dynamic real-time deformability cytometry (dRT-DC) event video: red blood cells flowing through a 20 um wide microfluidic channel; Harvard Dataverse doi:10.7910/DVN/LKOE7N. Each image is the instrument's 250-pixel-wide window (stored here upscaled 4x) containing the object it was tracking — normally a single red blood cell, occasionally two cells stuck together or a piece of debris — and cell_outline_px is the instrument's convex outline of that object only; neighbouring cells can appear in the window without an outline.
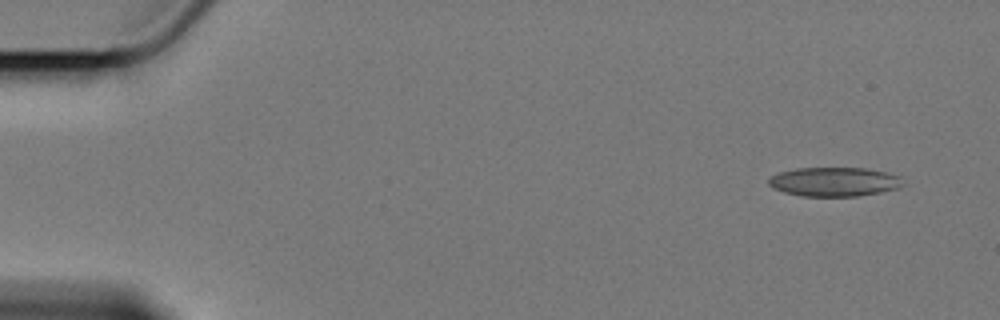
{"species": "Egyptian fruit bat (a non-hibernating species)", "species_latin": "Rousettus aegyptiacus", "temperature_condition": "cold", "stored_images_in_passage": 56, "camera_frame_rate_fps": 3000, "um_per_image_px": 0.085, "animal": {"sex": "female"}, "frame": {"image": 1, "passage_image": 1, "time_ms": 0.0, "image_size_px": [1000, 320], "cell_outline_px": [[904, 184], [900, 188], [880, 192], [856, 196], [804, 196], [784, 192], [772, 188], [768, 184], [768, 176], [776, 172], [796, 168], [864, 168], [884, 172], [900, 176]], "centroid_in_image_um": [70.86, 15.44], "position_along_channel_um": 14.1, "area_um2": 22.95}}
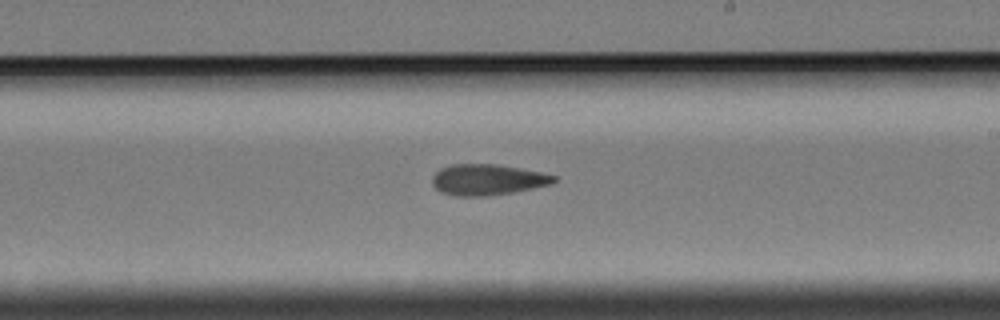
{"frame": {"image": 2, "passage_image": 32, "time_ms": 10.333, "image_size_px": [1000, 320], "cell_outline_px": [[556, 180], [552, 184], [512, 192], [484, 196], [456, 196], [440, 192], [432, 184], [432, 176], [440, 168], [452, 164], [500, 164], [540, 172], [556, 176]], "centroid_in_image_um": [41.41, 15.26], "position_along_channel_um": 247.6, "area_um2": 21.91}}
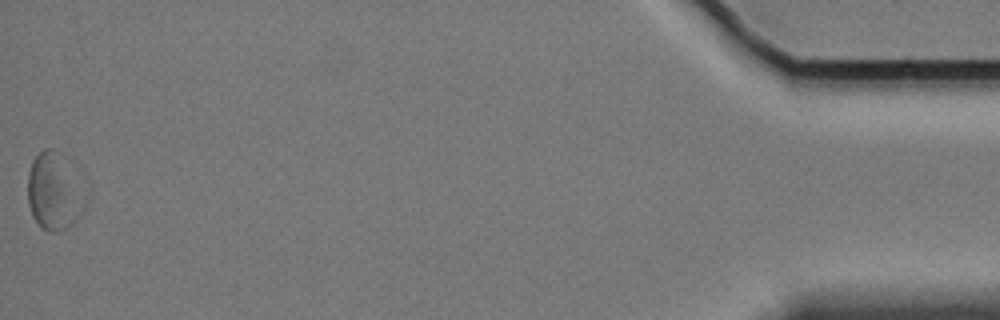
{"frame": {"image": 3, "passage_image": 56, "time_ms": 18.333, "image_size_px": [1000, 320], "cell_outline_px": [[76, 216], [64, 228], [56, 232], [48, 232], [32, 216], [28, 204], [28, 172], [32, 160], [44, 148], [56, 148], [64, 156]], "centroid_in_image_um": [4.28, 16.22], "position_along_channel_um": 430.9, "area_um2": 22.02}, "authors_computed_cell_mechanics": {"area_um2": 22.7154, "velocity_mm_per_s": 3.3933, "shape_relaxation_time_tau1_ms": null, "shape_relaxation_time_tau2_ms": 5.8285, "deformation_change_tau1": null, "deformation_change_tau2": 0.1213}}